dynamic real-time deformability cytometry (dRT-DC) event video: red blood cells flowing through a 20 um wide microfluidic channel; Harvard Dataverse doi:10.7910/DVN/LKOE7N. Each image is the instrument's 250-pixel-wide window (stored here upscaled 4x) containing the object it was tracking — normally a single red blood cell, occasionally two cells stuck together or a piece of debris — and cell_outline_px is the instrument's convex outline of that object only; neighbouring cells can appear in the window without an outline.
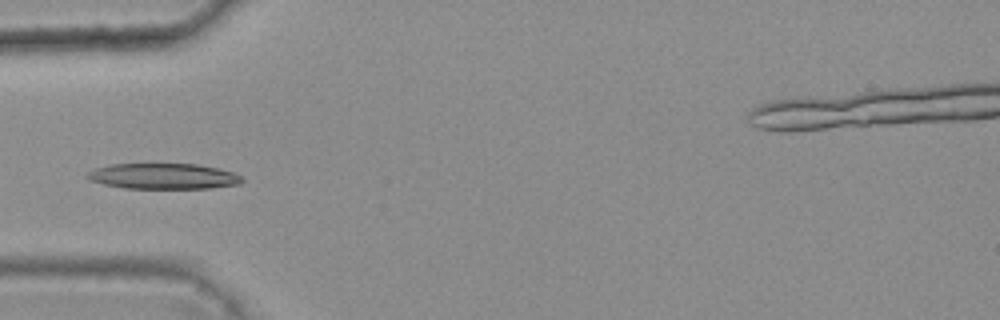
{"species": "common noctule bat (a hibernating species)", "species_latin": "Nyctalus noctula", "temperature_condition": "warm", "stored_images_in_passage": 4, "camera_frame_rate_fps": 3000, "um_per_image_px": 0.085, "animal": {"sex": "female", "body_mass_g": 25.1}, "frame": {"image": 1, "passage_image": 4, "time_ms": 1.0, "image_size_px": [1000, 320], "cell_outline_px": [[244, 180], [240, 184], [212, 188], [124, 188], [104, 184], [88, 180], [84, 176], [88, 172], [96, 168], [112, 164], [196, 164], [216, 168], [232, 172], [244, 176]], "centroid_in_image_um": [13.89, 14.98], "position_along_channel_um": 71.1, "area_um2": 23.18}}